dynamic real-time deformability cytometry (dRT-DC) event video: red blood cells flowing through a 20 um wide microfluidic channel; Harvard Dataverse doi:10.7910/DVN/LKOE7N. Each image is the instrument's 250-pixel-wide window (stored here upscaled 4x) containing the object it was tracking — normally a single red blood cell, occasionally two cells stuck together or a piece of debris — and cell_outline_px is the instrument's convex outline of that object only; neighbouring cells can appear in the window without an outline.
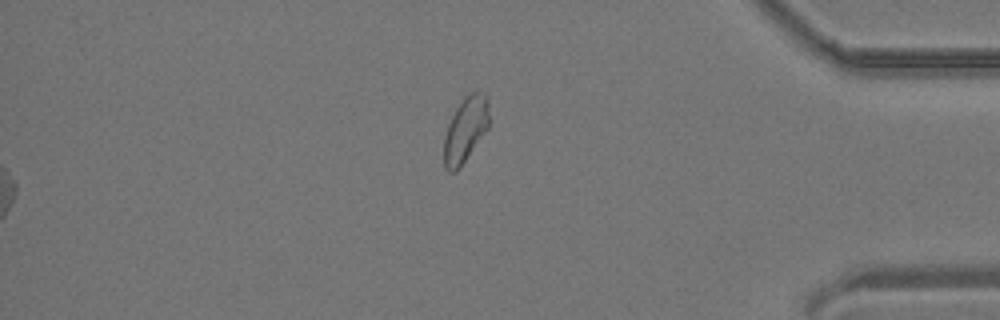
{"species": "common noctule bat (a hibernating species)", "species_latin": "Nyctalus noctula", "temperature_condition": "room temperature", "stored_images_in_passage": 40, "segment_of_instrument_passage": [2, 2], "camera_frame_rate_fps": 3000, "um_per_image_px": 0.085, "animal": {"sex": "male", "body_mass_g": 19.2, "forearm_length_mm": 51.8}, "frame": {"image": 1, "passage_image": 40, "time_ms": 13.0, "image_size_px": [1000, 320], "cell_outline_px": [[488, 128], [460, 168], [456, 172], [448, 172], [444, 168], [444, 136], [448, 124], [456, 108], [464, 96], [476, 88], [488, 96]], "centroid_in_image_um": [39.56, 10.99], "position_along_channel_um": 395.6, "area_um2": 17.4}}